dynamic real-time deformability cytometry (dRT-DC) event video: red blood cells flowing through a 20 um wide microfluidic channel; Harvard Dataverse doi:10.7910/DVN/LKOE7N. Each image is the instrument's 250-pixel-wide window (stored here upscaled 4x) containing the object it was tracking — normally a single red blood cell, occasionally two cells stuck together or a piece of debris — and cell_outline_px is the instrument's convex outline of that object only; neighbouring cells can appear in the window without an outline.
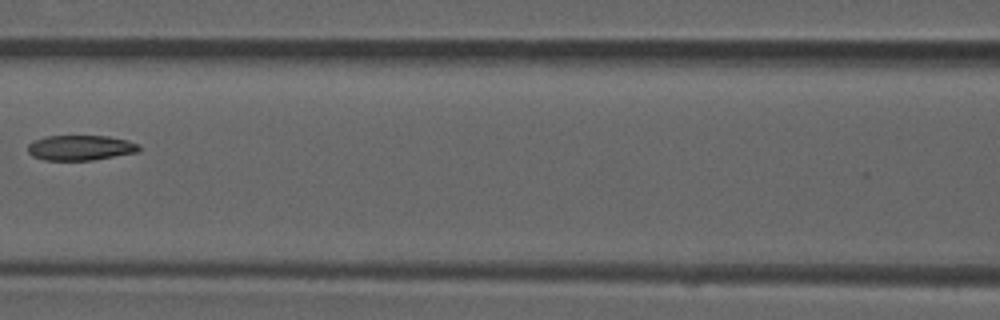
{"species": "common noctule bat (a hibernating species)", "species_latin": "Nyctalus noctula", "temperature_condition": "room temperature", "stored_images_in_passage": 7, "camera_frame_rate_fps": 3000, "um_per_image_px": 0.085, "animal": {"sex": "male", "forearm_length_mm": 52.5}, "frame": {"image": 1, "passage_image": 6, "time_ms": 1.667, "image_size_px": [1000, 320], "cell_outline_px": [[140, 148], [136, 152], [92, 160], [44, 160], [32, 156], [28, 152], [28, 144], [44, 136], [108, 136], [128, 140], [140, 144]], "centroid_in_image_um": [6.83, 12.55], "position_along_channel_um": 159.8, "area_um2": 16.24}}
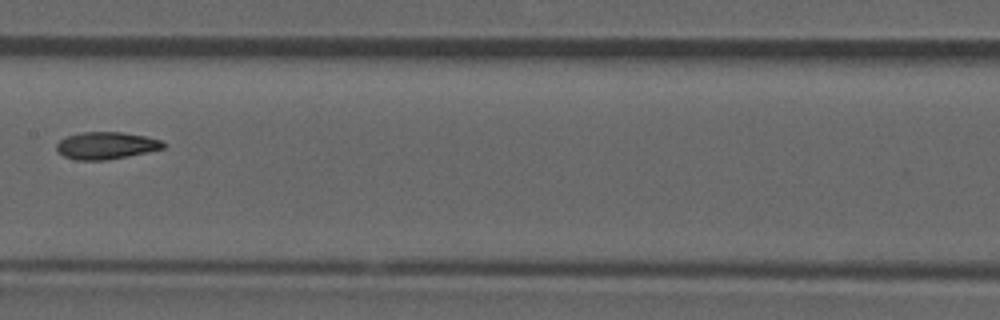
{"frame": {"image": 2, "passage_image": 7, "time_ms": 2.0, "image_size_px": [1000, 320], "cell_outline_px": [[168, 144], [164, 148], [128, 156], [104, 160], [76, 160], [64, 156], [56, 152], [56, 144], [60, 140], [68, 136], [84, 132], [124, 132], [148, 136], [160, 140]], "centroid_in_image_um": [9.04, 12.37], "position_along_channel_um": 198.4, "area_um2": 16.99}}